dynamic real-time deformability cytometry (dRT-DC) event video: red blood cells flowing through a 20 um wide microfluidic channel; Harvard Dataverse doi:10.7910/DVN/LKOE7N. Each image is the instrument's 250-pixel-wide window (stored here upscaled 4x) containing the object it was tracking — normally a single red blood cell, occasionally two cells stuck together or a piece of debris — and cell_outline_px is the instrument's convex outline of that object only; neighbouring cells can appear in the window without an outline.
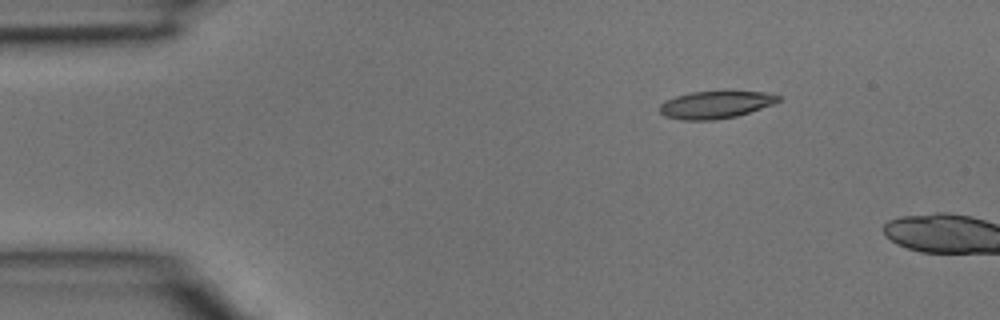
{"species": "common noctule bat (a hibernating species)", "species_latin": "Nyctalus noctula", "temperature_condition": "room temperature", "stored_images_in_passage": 2, "camera_frame_rate_fps": 3000, "um_per_image_px": 0.085, "animal": {"sex": "male", "body_mass_g": 15.6}, "frame": {"image": 1, "passage_image": 1, "time_ms": 0.0, "image_size_px": [1000, 320], "cell_outline_px": [[780, 100], [772, 104], [736, 116], [716, 120], [680, 120], [664, 116], [660, 112], [660, 104], [664, 100], [676, 96], [692, 92], [764, 92], [780, 96]], "centroid_in_image_um": [60.76, 8.91], "position_along_channel_um": 24.2, "area_um2": 18.67}}